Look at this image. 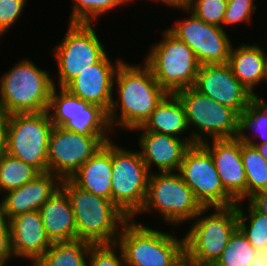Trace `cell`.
<instances>
[{
	"label": "cell",
	"mask_w": 267,
	"mask_h": 266,
	"mask_svg": "<svg viewBox=\"0 0 267 266\" xmlns=\"http://www.w3.org/2000/svg\"><path fill=\"white\" fill-rule=\"evenodd\" d=\"M112 92L117 97H112L107 113L114 135L118 129L131 132L142 126L168 94L144 62L137 65L125 60L117 68Z\"/></svg>",
	"instance_id": "obj_1"
},
{
	"label": "cell",
	"mask_w": 267,
	"mask_h": 266,
	"mask_svg": "<svg viewBox=\"0 0 267 266\" xmlns=\"http://www.w3.org/2000/svg\"><path fill=\"white\" fill-rule=\"evenodd\" d=\"M72 205L77 240L92 244L116 243L129 218L111 201L83 190L71 180L60 181Z\"/></svg>",
	"instance_id": "obj_2"
},
{
	"label": "cell",
	"mask_w": 267,
	"mask_h": 266,
	"mask_svg": "<svg viewBox=\"0 0 267 266\" xmlns=\"http://www.w3.org/2000/svg\"><path fill=\"white\" fill-rule=\"evenodd\" d=\"M29 58L0 76V116L47 111L54 76Z\"/></svg>",
	"instance_id": "obj_3"
},
{
	"label": "cell",
	"mask_w": 267,
	"mask_h": 266,
	"mask_svg": "<svg viewBox=\"0 0 267 266\" xmlns=\"http://www.w3.org/2000/svg\"><path fill=\"white\" fill-rule=\"evenodd\" d=\"M151 227L137 219L123 225L116 243L126 266H169L185 250L184 236Z\"/></svg>",
	"instance_id": "obj_4"
},
{
	"label": "cell",
	"mask_w": 267,
	"mask_h": 266,
	"mask_svg": "<svg viewBox=\"0 0 267 266\" xmlns=\"http://www.w3.org/2000/svg\"><path fill=\"white\" fill-rule=\"evenodd\" d=\"M208 211L212 212L207 213ZM188 224L190 229L183 235L185 251L198 266H212L238 228L236 204L203 207Z\"/></svg>",
	"instance_id": "obj_5"
},
{
	"label": "cell",
	"mask_w": 267,
	"mask_h": 266,
	"mask_svg": "<svg viewBox=\"0 0 267 266\" xmlns=\"http://www.w3.org/2000/svg\"><path fill=\"white\" fill-rule=\"evenodd\" d=\"M202 208L178 172H154L149 175L144 204L132 219L156 212L163 223L176 229L193 220Z\"/></svg>",
	"instance_id": "obj_6"
},
{
	"label": "cell",
	"mask_w": 267,
	"mask_h": 266,
	"mask_svg": "<svg viewBox=\"0 0 267 266\" xmlns=\"http://www.w3.org/2000/svg\"><path fill=\"white\" fill-rule=\"evenodd\" d=\"M162 38L154 43L145 55L144 62L155 80L170 94L193 87L199 70L193 50L168 28L162 30Z\"/></svg>",
	"instance_id": "obj_7"
},
{
	"label": "cell",
	"mask_w": 267,
	"mask_h": 266,
	"mask_svg": "<svg viewBox=\"0 0 267 266\" xmlns=\"http://www.w3.org/2000/svg\"><path fill=\"white\" fill-rule=\"evenodd\" d=\"M175 94L185 108L187 124L195 144L240 136L241 116L234 109L214 101L193 87L181 89Z\"/></svg>",
	"instance_id": "obj_8"
},
{
	"label": "cell",
	"mask_w": 267,
	"mask_h": 266,
	"mask_svg": "<svg viewBox=\"0 0 267 266\" xmlns=\"http://www.w3.org/2000/svg\"><path fill=\"white\" fill-rule=\"evenodd\" d=\"M95 29L93 24L68 22L63 39L52 49L57 65L55 76H58V80H53L55 87L64 88L72 79L107 54V49L99 38L101 36H98Z\"/></svg>",
	"instance_id": "obj_9"
},
{
	"label": "cell",
	"mask_w": 267,
	"mask_h": 266,
	"mask_svg": "<svg viewBox=\"0 0 267 266\" xmlns=\"http://www.w3.org/2000/svg\"><path fill=\"white\" fill-rule=\"evenodd\" d=\"M4 120L7 153L40 173L47 172L48 142L53 129L47 111L9 114Z\"/></svg>",
	"instance_id": "obj_10"
},
{
	"label": "cell",
	"mask_w": 267,
	"mask_h": 266,
	"mask_svg": "<svg viewBox=\"0 0 267 266\" xmlns=\"http://www.w3.org/2000/svg\"><path fill=\"white\" fill-rule=\"evenodd\" d=\"M112 168L111 201L132 219L144 204L150 173L139 150L119 147L115 141Z\"/></svg>",
	"instance_id": "obj_11"
},
{
	"label": "cell",
	"mask_w": 267,
	"mask_h": 266,
	"mask_svg": "<svg viewBox=\"0 0 267 266\" xmlns=\"http://www.w3.org/2000/svg\"><path fill=\"white\" fill-rule=\"evenodd\" d=\"M110 136V137H109ZM112 135H83L53 126L48 142L47 172L70 180Z\"/></svg>",
	"instance_id": "obj_12"
},
{
	"label": "cell",
	"mask_w": 267,
	"mask_h": 266,
	"mask_svg": "<svg viewBox=\"0 0 267 266\" xmlns=\"http://www.w3.org/2000/svg\"><path fill=\"white\" fill-rule=\"evenodd\" d=\"M47 113L53 126L83 135L114 136L108 113L102 107L90 104L64 88L53 87Z\"/></svg>",
	"instance_id": "obj_13"
},
{
	"label": "cell",
	"mask_w": 267,
	"mask_h": 266,
	"mask_svg": "<svg viewBox=\"0 0 267 266\" xmlns=\"http://www.w3.org/2000/svg\"><path fill=\"white\" fill-rule=\"evenodd\" d=\"M178 173L202 207L237 204L224 189L211 154L201 144H194L186 151Z\"/></svg>",
	"instance_id": "obj_14"
},
{
	"label": "cell",
	"mask_w": 267,
	"mask_h": 266,
	"mask_svg": "<svg viewBox=\"0 0 267 266\" xmlns=\"http://www.w3.org/2000/svg\"><path fill=\"white\" fill-rule=\"evenodd\" d=\"M182 11L188 17L174 19V25L167 28L193 50L200 65L228 63L235 44L226 34L227 30L202 21L189 9Z\"/></svg>",
	"instance_id": "obj_15"
},
{
	"label": "cell",
	"mask_w": 267,
	"mask_h": 266,
	"mask_svg": "<svg viewBox=\"0 0 267 266\" xmlns=\"http://www.w3.org/2000/svg\"><path fill=\"white\" fill-rule=\"evenodd\" d=\"M193 88L240 116L256 98L236 79L229 63L200 65Z\"/></svg>",
	"instance_id": "obj_16"
},
{
	"label": "cell",
	"mask_w": 267,
	"mask_h": 266,
	"mask_svg": "<svg viewBox=\"0 0 267 266\" xmlns=\"http://www.w3.org/2000/svg\"><path fill=\"white\" fill-rule=\"evenodd\" d=\"M107 53L99 62L80 73L65 87L70 94L82 100L102 107L108 112L112 97L114 78L119 65L124 61L116 57V61Z\"/></svg>",
	"instance_id": "obj_17"
},
{
	"label": "cell",
	"mask_w": 267,
	"mask_h": 266,
	"mask_svg": "<svg viewBox=\"0 0 267 266\" xmlns=\"http://www.w3.org/2000/svg\"><path fill=\"white\" fill-rule=\"evenodd\" d=\"M201 145L211 154L224 189L237 201L246 200V173L241 158V138L208 140Z\"/></svg>",
	"instance_id": "obj_18"
},
{
	"label": "cell",
	"mask_w": 267,
	"mask_h": 266,
	"mask_svg": "<svg viewBox=\"0 0 267 266\" xmlns=\"http://www.w3.org/2000/svg\"><path fill=\"white\" fill-rule=\"evenodd\" d=\"M133 131H139V153L150 174L178 172L186 151L192 146L188 140L146 131L141 126ZM154 167L158 170H153Z\"/></svg>",
	"instance_id": "obj_19"
},
{
	"label": "cell",
	"mask_w": 267,
	"mask_h": 266,
	"mask_svg": "<svg viewBox=\"0 0 267 266\" xmlns=\"http://www.w3.org/2000/svg\"><path fill=\"white\" fill-rule=\"evenodd\" d=\"M10 248L15 257L31 261V266L50 248L39 211L26 212L9 220Z\"/></svg>",
	"instance_id": "obj_20"
},
{
	"label": "cell",
	"mask_w": 267,
	"mask_h": 266,
	"mask_svg": "<svg viewBox=\"0 0 267 266\" xmlns=\"http://www.w3.org/2000/svg\"><path fill=\"white\" fill-rule=\"evenodd\" d=\"M59 187L57 176L42 172L21 187L2 194L0 207L9 220L26 212L38 211Z\"/></svg>",
	"instance_id": "obj_21"
},
{
	"label": "cell",
	"mask_w": 267,
	"mask_h": 266,
	"mask_svg": "<svg viewBox=\"0 0 267 266\" xmlns=\"http://www.w3.org/2000/svg\"><path fill=\"white\" fill-rule=\"evenodd\" d=\"M51 242L77 240V227L71 202L66 192L58 190L38 210Z\"/></svg>",
	"instance_id": "obj_22"
},
{
	"label": "cell",
	"mask_w": 267,
	"mask_h": 266,
	"mask_svg": "<svg viewBox=\"0 0 267 266\" xmlns=\"http://www.w3.org/2000/svg\"><path fill=\"white\" fill-rule=\"evenodd\" d=\"M112 170L111 139L81 165L79 171L70 180L83 190L111 200Z\"/></svg>",
	"instance_id": "obj_23"
},
{
	"label": "cell",
	"mask_w": 267,
	"mask_h": 266,
	"mask_svg": "<svg viewBox=\"0 0 267 266\" xmlns=\"http://www.w3.org/2000/svg\"><path fill=\"white\" fill-rule=\"evenodd\" d=\"M266 48L259 43H241L232 45L229 56V65L236 79L242 83L253 95H257L255 87L266 80L267 53Z\"/></svg>",
	"instance_id": "obj_24"
},
{
	"label": "cell",
	"mask_w": 267,
	"mask_h": 266,
	"mask_svg": "<svg viewBox=\"0 0 267 266\" xmlns=\"http://www.w3.org/2000/svg\"><path fill=\"white\" fill-rule=\"evenodd\" d=\"M141 127L146 131L171 135L195 144L187 124L185 108L176 94L168 93Z\"/></svg>",
	"instance_id": "obj_25"
},
{
	"label": "cell",
	"mask_w": 267,
	"mask_h": 266,
	"mask_svg": "<svg viewBox=\"0 0 267 266\" xmlns=\"http://www.w3.org/2000/svg\"><path fill=\"white\" fill-rule=\"evenodd\" d=\"M91 245L84 240L52 242L32 266H88Z\"/></svg>",
	"instance_id": "obj_26"
},
{
	"label": "cell",
	"mask_w": 267,
	"mask_h": 266,
	"mask_svg": "<svg viewBox=\"0 0 267 266\" xmlns=\"http://www.w3.org/2000/svg\"><path fill=\"white\" fill-rule=\"evenodd\" d=\"M246 202H237L236 204L238 228L256 251L266 250L267 215L259 212L249 201Z\"/></svg>",
	"instance_id": "obj_27"
},
{
	"label": "cell",
	"mask_w": 267,
	"mask_h": 266,
	"mask_svg": "<svg viewBox=\"0 0 267 266\" xmlns=\"http://www.w3.org/2000/svg\"><path fill=\"white\" fill-rule=\"evenodd\" d=\"M241 158L246 173V200L267 189V160L255 146L241 139Z\"/></svg>",
	"instance_id": "obj_28"
},
{
	"label": "cell",
	"mask_w": 267,
	"mask_h": 266,
	"mask_svg": "<svg viewBox=\"0 0 267 266\" xmlns=\"http://www.w3.org/2000/svg\"><path fill=\"white\" fill-rule=\"evenodd\" d=\"M251 130L254 136L251 135ZM239 137L243 142L250 144H263L267 142V100L265 101L259 94L256 95V98L241 116ZM253 137H257L259 142L256 139L254 140Z\"/></svg>",
	"instance_id": "obj_29"
},
{
	"label": "cell",
	"mask_w": 267,
	"mask_h": 266,
	"mask_svg": "<svg viewBox=\"0 0 267 266\" xmlns=\"http://www.w3.org/2000/svg\"><path fill=\"white\" fill-rule=\"evenodd\" d=\"M39 174L34 166L7 153L0 160V194L21 187Z\"/></svg>",
	"instance_id": "obj_30"
},
{
	"label": "cell",
	"mask_w": 267,
	"mask_h": 266,
	"mask_svg": "<svg viewBox=\"0 0 267 266\" xmlns=\"http://www.w3.org/2000/svg\"><path fill=\"white\" fill-rule=\"evenodd\" d=\"M135 0H72L71 13H69V23H88L95 26L98 24L101 15L117 10L124 4H130Z\"/></svg>",
	"instance_id": "obj_31"
},
{
	"label": "cell",
	"mask_w": 267,
	"mask_h": 266,
	"mask_svg": "<svg viewBox=\"0 0 267 266\" xmlns=\"http://www.w3.org/2000/svg\"><path fill=\"white\" fill-rule=\"evenodd\" d=\"M256 249L249 243L242 231L237 228L220 257L212 266H249Z\"/></svg>",
	"instance_id": "obj_32"
},
{
	"label": "cell",
	"mask_w": 267,
	"mask_h": 266,
	"mask_svg": "<svg viewBox=\"0 0 267 266\" xmlns=\"http://www.w3.org/2000/svg\"><path fill=\"white\" fill-rule=\"evenodd\" d=\"M228 0H192L189 10L202 21L222 27Z\"/></svg>",
	"instance_id": "obj_33"
},
{
	"label": "cell",
	"mask_w": 267,
	"mask_h": 266,
	"mask_svg": "<svg viewBox=\"0 0 267 266\" xmlns=\"http://www.w3.org/2000/svg\"><path fill=\"white\" fill-rule=\"evenodd\" d=\"M257 8L255 0H228L222 28L226 30L228 26L233 27L236 24H251L252 14L258 10Z\"/></svg>",
	"instance_id": "obj_34"
},
{
	"label": "cell",
	"mask_w": 267,
	"mask_h": 266,
	"mask_svg": "<svg viewBox=\"0 0 267 266\" xmlns=\"http://www.w3.org/2000/svg\"><path fill=\"white\" fill-rule=\"evenodd\" d=\"M88 266H126L123 252L117 243L92 244Z\"/></svg>",
	"instance_id": "obj_35"
},
{
	"label": "cell",
	"mask_w": 267,
	"mask_h": 266,
	"mask_svg": "<svg viewBox=\"0 0 267 266\" xmlns=\"http://www.w3.org/2000/svg\"><path fill=\"white\" fill-rule=\"evenodd\" d=\"M28 0H0V38L12 28L22 16ZM1 40V39H0Z\"/></svg>",
	"instance_id": "obj_36"
},
{
	"label": "cell",
	"mask_w": 267,
	"mask_h": 266,
	"mask_svg": "<svg viewBox=\"0 0 267 266\" xmlns=\"http://www.w3.org/2000/svg\"><path fill=\"white\" fill-rule=\"evenodd\" d=\"M11 258L9 219L0 207V266H7Z\"/></svg>",
	"instance_id": "obj_37"
},
{
	"label": "cell",
	"mask_w": 267,
	"mask_h": 266,
	"mask_svg": "<svg viewBox=\"0 0 267 266\" xmlns=\"http://www.w3.org/2000/svg\"><path fill=\"white\" fill-rule=\"evenodd\" d=\"M259 212L267 215V189L248 200Z\"/></svg>",
	"instance_id": "obj_38"
},
{
	"label": "cell",
	"mask_w": 267,
	"mask_h": 266,
	"mask_svg": "<svg viewBox=\"0 0 267 266\" xmlns=\"http://www.w3.org/2000/svg\"><path fill=\"white\" fill-rule=\"evenodd\" d=\"M137 1V0H136ZM141 1V0H140ZM147 1H152V2H155L158 4V2L160 4H165L164 6L166 7H173V8H176V9H189L191 3H192V0H147Z\"/></svg>",
	"instance_id": "obj_39"
},
{
	"label": "cell",
	"mask_w": 267,
	"mask_h": 266,
	"mask_svg": "<svg viewBox=\"0 0 267 266\" xmlns=\"http://www.w3.org/2000/svg\"><path fill=\"white\" fill-rule=\"evenodd\" d=\"M7 154V130L4 117L0 116V160Z\"/></svg>",
	"instance_id": "obj_40"
},
{
	"label": "cell",
	"mask_w": 267,
	"mask_h": 266,
	"mask_svg": "<svg viewBox=\"0 0 267 266\" xmlns=\"http://www.w3.org/2000/svg\"><path fill=\"white\" fill-rule=\"evenodd\" d=\"M169 266H198V264L184 250Z\"/></svg>",
	"instance_id": "obj_41"
},
{
	"label": "cell",
	"mask_w": 267,
	"mask_h": 266,
	"mask_svg": "<svg viewBox=\"0 0 267 266\" xmlns=\"http://www.w3.org/2000/svg\"><path fill=\"white\" fill-rule=\"evenodd\" d=\"M249 266H267V250L256 251Z\"/></svg>",
	"instance_id": "obj_42"
},
{
	"label": "cell",
	"mask_w": 267,
	"mask_h": 266,
	"mask_svg": "<svg viewBox=\"0 0 267 266\" xmlns=\"http://www.w3.org/2000/svg\"><path fill=\"white\" fill-rule=\"evenodd\" d=\"M252 145L255 146L257 150L259 151L260 155L265 160H267V142L263 144H252Z\"/></svg>",
	"instance_id": "obj_43"
}]
</instances>
